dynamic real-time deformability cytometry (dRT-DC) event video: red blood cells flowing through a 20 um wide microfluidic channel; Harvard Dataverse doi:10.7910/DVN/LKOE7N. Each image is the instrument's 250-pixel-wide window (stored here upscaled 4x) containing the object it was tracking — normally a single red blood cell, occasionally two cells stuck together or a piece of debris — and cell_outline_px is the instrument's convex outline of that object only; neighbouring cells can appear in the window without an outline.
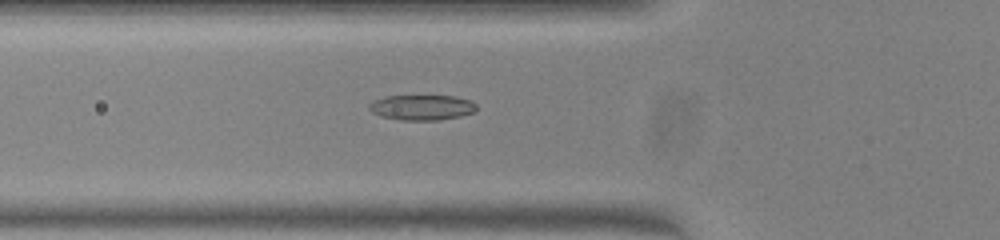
{"species": "common noctule bat (a hibernating species)", "species_latin": "Nyctalus noctula", "temperature_condition": "warm", "stored_images_in_passage": 41, "camera_frame_rate_fps": 3000, "um_per_image_px": 0.085, "animal": {"sex": "female", "body_mass_g": 23.0, "forearm_length_mm": 53.4}, "frame": {"image": 1, "passage_image": 11, "time_ms": 3.333, "image_size_px": [1000, 240], "cell_outline_px": [[476, 112], [460, 116], [440, 120], [400, 120], [380, 116], [372, 112], [368, 108], [368, 104], [372, 100], [384, 96], [456, 96], [472, 100], [476, 104]], "centroid_in_image_um": [35.86, 9.13], "position_along_channel_um": 89.9, "area_um2": 16.07}}
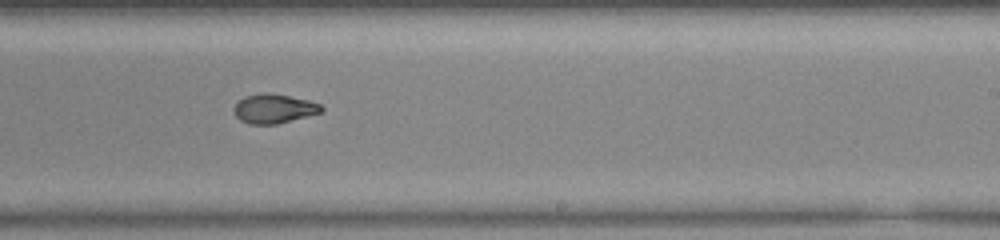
{"frame": {"image": 2, "passage_image": 24, "time_ms": 7.667, "image_size_px": [1000, 240], "cell_outline_px": [[324, 108], [320, 112], [276, 124], [248, 124], [240, 120], [236, 116], [232, 108], [244, 96], [260, 92], [268, 92], [308, 100], [320, 104]], "centroid_in_image_um": [23.23, 9.22], "position_along_channel_um": 265.8, "area_um2": 14.8}}
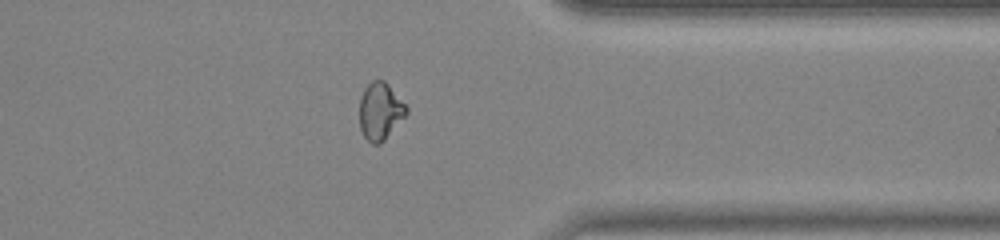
{"frame": {"image": 3, "passage_image": 33, "time_ms": 10.667, "image_size_px": [1000, 240], "cell_outline_px": [[408, 112], [384, 140], [380, 144], [372, 144], [364, 136], [360, 128], [360, 96], [364, 88], [372, 80], [384, 80], [388, 84], [408, 108]], "centroid_in_image_um": [32.3, 9.44], "position_along_channel_um": 379.1, "area_um2": 15.49}, "authors_computed_cell_mechanics": {"area_um2": 15.317, "velocity_mm_per_s": 4.0573, "shape_relaxation_time_tau1_ms": 11.3917, "shape_relaxation_time_tau2_ms": 2.2453, "deformation_change_tau1": 0.3019, "deformation_change_tau2": 0.0696}}